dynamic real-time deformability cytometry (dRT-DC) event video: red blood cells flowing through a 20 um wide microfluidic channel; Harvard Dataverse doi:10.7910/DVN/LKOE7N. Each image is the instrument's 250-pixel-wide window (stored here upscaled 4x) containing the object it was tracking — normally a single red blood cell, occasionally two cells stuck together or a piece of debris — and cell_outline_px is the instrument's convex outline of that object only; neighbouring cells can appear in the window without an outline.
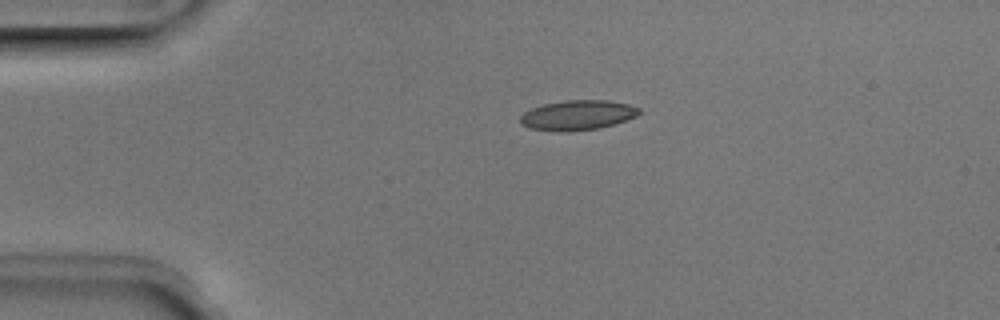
{"species": "Egyptian fruit bat (a non-hibernating species)", "species_latin": "Rousettus aegyptiacus", "temperature_condition": "room temperature", "stored_images_in_passage": 41, "camera_frame_rate_fps": 3000, "um_per_image_px": 0.085, "animal": {"sex": "male"}, "frame": {"image": 1, "passage_image": 1, "time_ms": 0.0, "image_size_px": [1000, 320], "cell_outline_px": [[640, 112], [636, 116], [616, 124], [600, 128], [528, 128], [520, 124], [520, 116], [524, 112], [532, 108], [544, 104], [568, 100], [608, 100], [628, 104], [640, 108]], "centroid_in_image_um": [49.15, 9.73], "position_along_channel_um": 35.8, "area_um2": 19.71}}
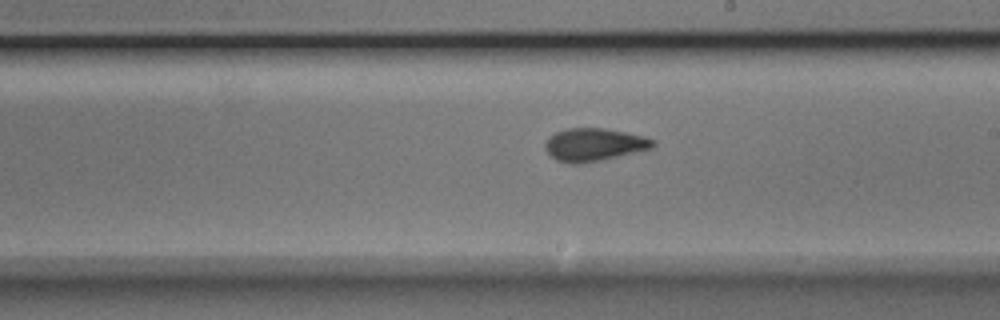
{"frame": {"image": 2, "passage_image": 19, "time_ms": 6.0, "image_size_px": [1000, 320], "cell_outline_px": [[656, 144], [652, 148], [600, 160], [580, 164], [568, 164], [556, 160], [544, 148], [544, 144], [548, 136], [556, 132], [568, 128], [604, 128], [644, 136], [656, 140]], "centroid_in_image_um": [50.47, 12.29], "position_along_channel_um": 238.5, "area_um2": 20.63}}
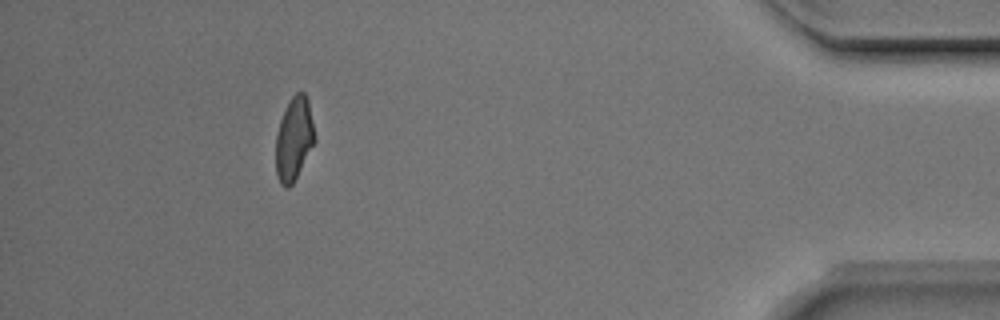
{"frame": {"image": 3, "passage_image": 36, "time_ms": 11.667, "image_size_px": [1000, 320], "cell_outline_px": [[316, 140], [292, 184], [288, 188], [284, 188], [280, 184], [276, 176], [276, 136], [280, 120], [292, 96], [296, 92], [304, 92], [308, 100], [316, 136]], "centroid_in_image_um": [24.99, 11.82], "position_along_channel_um": 410.2, "area_um2": 18.79}, "authors_computed_cell_mechanics": {"area_um2": 19.941, "velocity_mm_per_s": 4.025, "shape_relaxation_time_tau1_ms": 4.7863, "shape_relaxation_time_tau2_ms": 1.4847, "deformation_change_tau1": 0.1796, "deformation_change_tau2": 0.088}}